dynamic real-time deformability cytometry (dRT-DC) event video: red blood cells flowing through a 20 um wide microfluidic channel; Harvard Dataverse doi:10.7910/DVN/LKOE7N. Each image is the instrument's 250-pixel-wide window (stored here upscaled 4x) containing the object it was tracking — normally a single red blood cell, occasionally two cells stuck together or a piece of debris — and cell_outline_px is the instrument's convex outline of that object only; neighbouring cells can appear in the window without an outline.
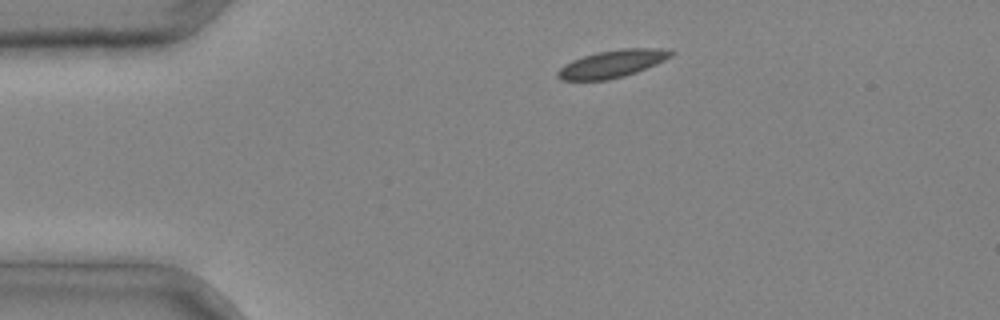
{"species": "common noctule bat (a hibernating species)", "species_latin": "Nyctalus noctula", "temperature_condition": "cold", "stored_images_in_passage": 3, "segment_of_instrument_passage": [1, 2], "camera_frame_rate_fps": 3000, "um_per_image_px": 0.085, "animal": {"sex": "male", "body_mass_g": 20.4}, "frame": {"image": 1, "passage_image": 1, "time_ms": 0.0, "image_size_px": [1000, 320], "cell_outline_px": [[676, 52], [672, 56], [664, 60], [636, 72], [624, 76], [608, 80], [560, 80], [556, 76], [556, 72], [564, 64], [572, 60], [584, 56], [600, 52], [624, 48], [660, 48]], "centroid_in_image_um": [52.02, 5.43], "position_along_channel_um": 33.0, "area_um2": 17.98}}